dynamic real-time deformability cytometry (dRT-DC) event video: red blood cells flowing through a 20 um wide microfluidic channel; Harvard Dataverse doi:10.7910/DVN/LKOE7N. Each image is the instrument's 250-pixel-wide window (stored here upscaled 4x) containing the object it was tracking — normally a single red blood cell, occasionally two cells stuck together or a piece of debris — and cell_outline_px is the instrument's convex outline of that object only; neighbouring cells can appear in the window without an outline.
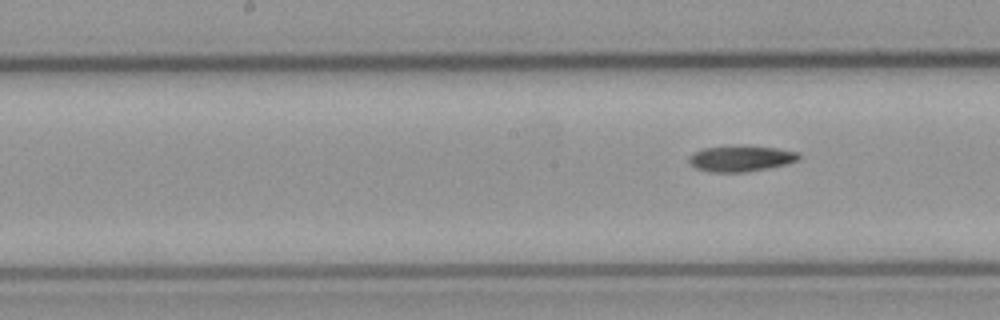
{"species": "common noctule bat (a hibernating species)", "species_latin": "Nyctalus noctula", "temperature_condition": "cold", "stored_images_in_passage": 6, "segment_of_instrument_passage": [2, 2], "camera_frame_rate_fps": 3000, "um_per_image_px": 0.085, "animal": {"sex": "male", "body_mass_g": 23.1, "forearm_length_mm": 52.7}, "frame": {"image": 1, "passage_image": 6, "time_ms": 6.333, "image_size_px": [1000, 320], "cell_outline_px": [[800, 156], [796, 160], [788, 164], [768, 168], [744, 172], [712, 172], [696, 168], [688, 160], [696, 152], [704, 148], [776, 148], [800, 152]], "centroid_in_image_um": [63.03, 13.52], "position_along_channel_um": 185.2, "area_um2": 15.61}}